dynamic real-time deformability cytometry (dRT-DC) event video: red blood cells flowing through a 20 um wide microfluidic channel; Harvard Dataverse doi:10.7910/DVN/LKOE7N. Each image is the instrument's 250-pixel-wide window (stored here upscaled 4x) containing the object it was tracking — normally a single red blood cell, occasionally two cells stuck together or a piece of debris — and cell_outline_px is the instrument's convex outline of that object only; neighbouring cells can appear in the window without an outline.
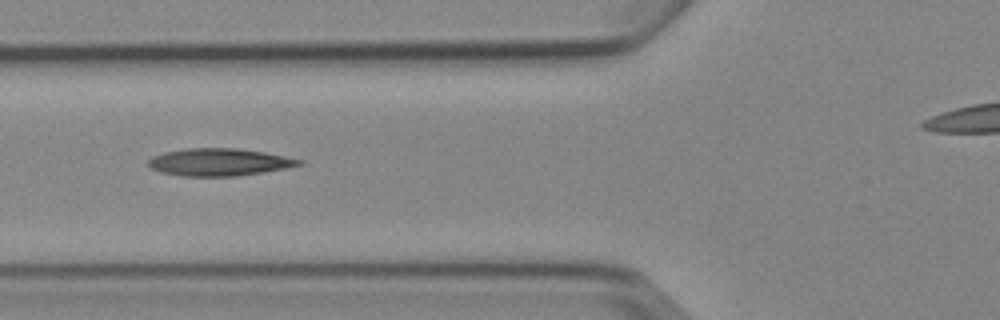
{"species": "Egyptian fruit bat (a non-hibernating species)", "species_latin": "Rousettus aegyptiacus", "temperature_condition": "cold", "stored_images_in_passage": 5, "camera_frame_rate_fps": 3000, "um_per_image_px": 0.085, "animal": {"sex": "female"}, "frame": {"image": 1, "passage_image": 4, "time_ms": 3.667, "image_size_px": [1000, 320], "cell_outline_px": [[304, 160], [300, 164], [284, 168], [264, 172], [236, 176], [180, 176], [160, 172], [144, 164], [152, 156], [164, 152], [184, 148], [236, 148], [264, 152]], "centroid_in_image_um": [18.55, 13.78], "position_along_channel_um": 107.2, "area_um2": 24.1}}
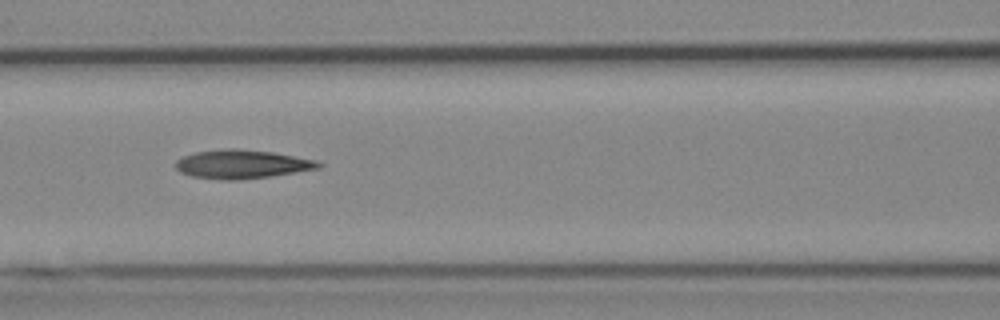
{"frame": {"image": 2, "passage_image": 5, "time_ms": 4.667, "image_size_px": [1000, 320], "cell_outline_px": [[324, 164], [320, 168], [268, 176], [236, 180], [220, 180], [192, 176], [180, 172], [176, 168], [176, 160], [184, 156], [196, 152], [224, 148], [236, 148], [272, 152], [316, 160]], "centroid_in_image_um": [20.55, 13.95], "position_along_channel_um": 146.1, "area_um2": 23.76}}